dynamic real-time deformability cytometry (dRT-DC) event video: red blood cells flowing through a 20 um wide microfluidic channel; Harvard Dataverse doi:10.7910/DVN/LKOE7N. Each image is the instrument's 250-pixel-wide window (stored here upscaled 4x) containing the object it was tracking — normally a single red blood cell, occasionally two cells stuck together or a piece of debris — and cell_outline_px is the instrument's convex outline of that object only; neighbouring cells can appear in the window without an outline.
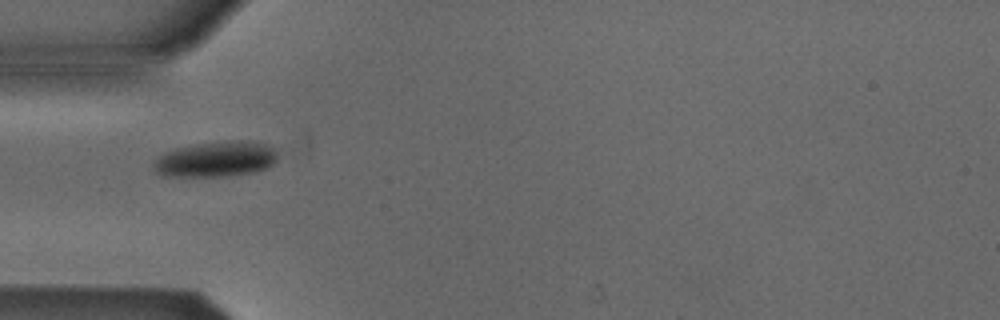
{"species": "Egyptian fruit bat (a non-hibernating species)", "species_latin": "Rousettus aegyptiacus", "temperature_condition": "cold", "stored_images_in_passage": 3, "camera_frame_rate_fps": 3000, "um_per_image_px": 0.085, "animal": {"sex": "male"}, "frame": {"image": 1, "passage_image": 1, "time_ms": 0.0, "image_size_px": [1000, 320], "cell_outline_px": [[280, 148], [276, 160], [268, 168], [252, 172], [224, 176], [160, 176], [152, 168], [152, 164], [164, 152], [176, 148], [196, 144], [236, 140], [252, 140], [268, 144]], "centroid_in_image_um": [18.41, 13.51], "position_along_channel_um": 66.6, "area_um2": 26.01}}
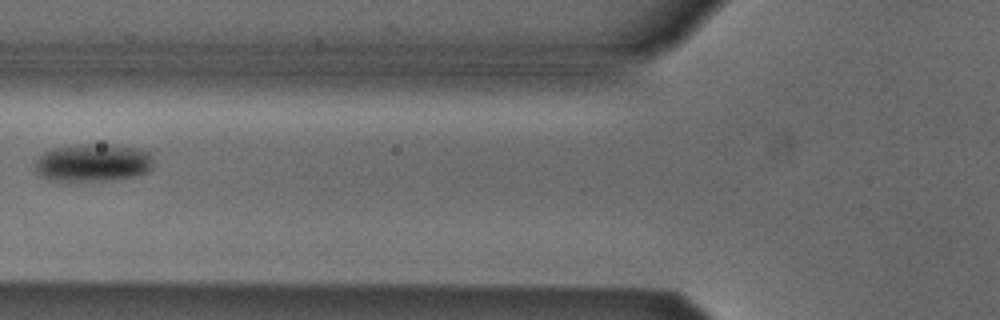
{"frame": {"image": 2, "passage_image": 2, "time_ms": 1.333, "image_size_px": [1000, 320], "cell_outline_px": [[152, 168], [148, 172], [140, 176], [76, 184], [52, 180], [40, 176], [36, 172], [32, 164], [44, 152], [52, 148], [80, 144], [112, 144], [140, 148], [152, 152]], "centroid_in_image_um": [7.9, 13.86], "position_along_channel_um": 117.9, "area_um2": 27.34}}
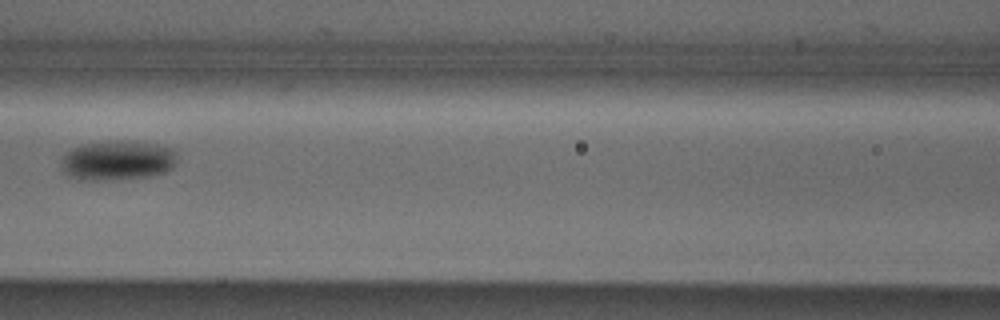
{"frame": {"image": 3, "passage_image": 3, "time_ms": 2.333, "image_size_px": [1000, 320], "cell_outline_px": [[176, 164], [168, 172], [152, 176], [120, 180], [84, 180], [72, 176], [64, 172], [64, 156], [72, 148], [84, 144], [116, 140], [156, 144], [172, 148], [176, 152]], "centroid_in_image_um": [10.08, 13.65], "position_along_channel_um": 156.5, "area_um2": 26.76}}